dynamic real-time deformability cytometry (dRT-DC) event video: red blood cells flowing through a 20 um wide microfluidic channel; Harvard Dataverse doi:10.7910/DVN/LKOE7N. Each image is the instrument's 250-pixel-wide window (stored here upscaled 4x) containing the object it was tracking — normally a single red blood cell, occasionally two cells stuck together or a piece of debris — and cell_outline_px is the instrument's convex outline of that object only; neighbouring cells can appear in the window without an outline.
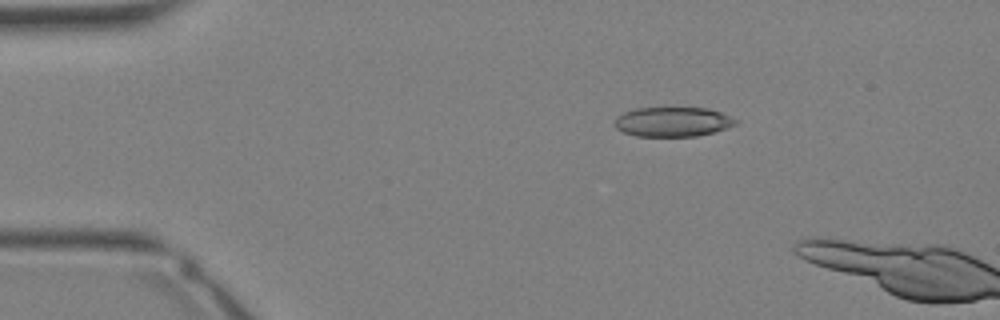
{"species": "Egyptian fruit bat (a non-hibernating species)", "species_latin": "Rousettus aegyptiacus", "temperature_condition": "warm", "stored_images_in_passage": 7, "camera_frame_rate_fps": 3000, "um_per_image_px": 0.085, "animal": {"sex": "female"}, "frame": {"image": 1, "passage_image": 5, "time_ms": 1.333, "image_size_px": [1000, 320], "cell_outline_px": [[736, 124], [712, 132], [696, 136], [636, 136], [624, 132], [616, 128], [616, 116], [624, 112], [636, 108], [708, 108], [720, 112], [736, 120]], "centroid_in_image_um": [57.14, 10.35], "position_along_channel_um": 27.9, "area_um2": 20.52}}